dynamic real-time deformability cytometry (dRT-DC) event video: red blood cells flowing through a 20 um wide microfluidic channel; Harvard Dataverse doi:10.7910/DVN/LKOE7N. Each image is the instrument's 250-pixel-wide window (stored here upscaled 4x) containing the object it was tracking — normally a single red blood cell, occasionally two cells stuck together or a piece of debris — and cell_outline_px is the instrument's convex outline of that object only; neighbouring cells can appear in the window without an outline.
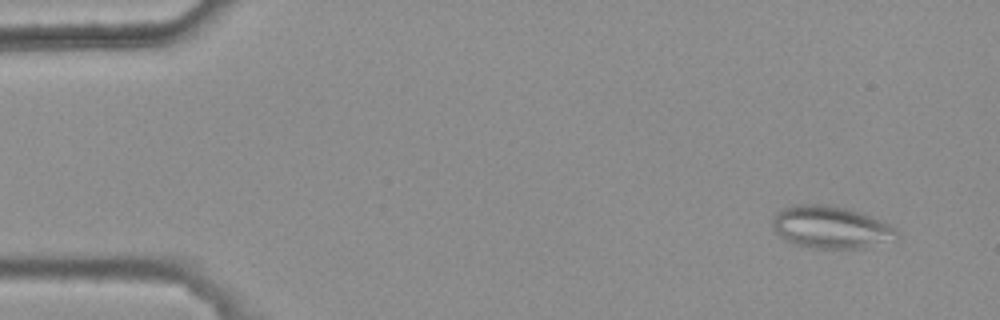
{"species": "common noctule bat (a hibernating species)", "species_latin": "Nyctalus noctula", "temperature_condition": "warm", "stored_images_in_passage": 6, "camera_frame_rate_fps": 3000, "um_per_image_px": 0.085, "animal": {"sex": "female", "body_mass_g": 25.1}, "frame": {"image": 1, "passage_image": 2, "time_ms": 0.333, "image_size_px": [1000, 320], "cell_outline_px": [[900, 236], [864, 248], [812, 248], [796, 244], [780, 236], [776, 232], [772, 224], [772, 220], [776, 212], [784, 208], [796, 204], [820, 204], [848, 208], [860, 212], [880, 220], [896, 228]], "centroid_in_image_um": [70.61, 19.3], "position_along_channel_um": 14.4, "area_um2": 30.35}}